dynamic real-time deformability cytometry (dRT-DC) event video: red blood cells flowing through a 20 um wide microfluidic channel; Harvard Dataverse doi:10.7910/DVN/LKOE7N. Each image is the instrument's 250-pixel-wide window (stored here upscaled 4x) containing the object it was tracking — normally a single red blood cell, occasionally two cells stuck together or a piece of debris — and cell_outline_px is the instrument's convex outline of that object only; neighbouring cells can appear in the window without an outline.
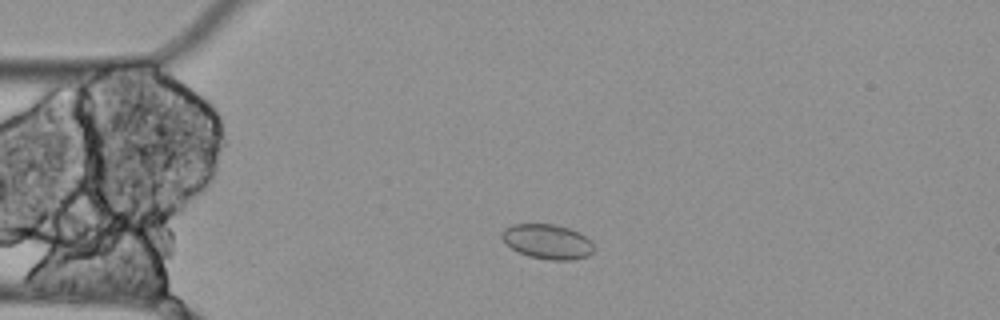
{"species": "Egyptian fruit bat (a non-hibernating species)", "species_latin": "Rousettus aegyptiacus", "temperature_condition": "cold", "stored_images_in_passage": 3, "camera_frame_rate_fps": 3000, "um_per_image_px": 0.085, "animal": {"sex": "female"}, "frame": {"image": 1, "passage_image": 2, "time_ms": 0.333, "image_size_px": [1000, 320], "cell_outline_px": [[592, 252], [588, 256], [572, 260], [548, 260], [528, 256], [512, 248], [500, 236], [500, 232], [504, 228], [512, 224], [552, 224], [568, 228], [580, 232], [592, 244]], "centroid_in_image_um": [46.5, 20.53], "position_along_channel_um": 38.5, "area_um2": 18.5}}